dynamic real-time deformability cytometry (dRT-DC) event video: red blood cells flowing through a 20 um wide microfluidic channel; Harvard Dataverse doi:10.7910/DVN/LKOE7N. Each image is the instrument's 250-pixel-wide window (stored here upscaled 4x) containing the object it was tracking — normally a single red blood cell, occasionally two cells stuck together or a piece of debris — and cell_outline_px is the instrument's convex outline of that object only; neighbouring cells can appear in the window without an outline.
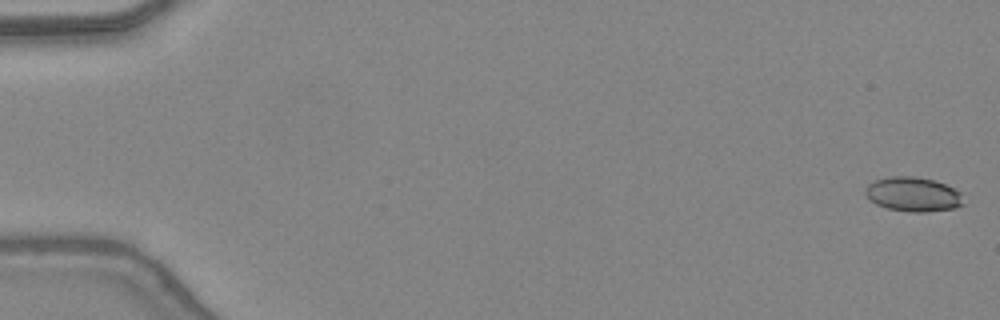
{"species": "common noctule bat (a hibernating species)", "species_latin": "Nyctalus noctula", "temperature_condition": "warm", "stored_images_in_passage": 7, "camera_frame_rate_fps": 3000, "um_per_image_px": 0.085, "animal": {"sex": "female", "body_mass_g": 24.6, "forearm_length_mm": 56.2}, "frame": {"image": 1, "passage_image": 1, "time_ms": 0.0, "image_size_px": [1000, 320], "cell_outline_px": [[964, 204], [956, 208], [928, 212], [912, 212], [888, 208], [876, 204], [864, 192], [864, 188], [868, 184], [876, 180], [888, 176], [912, 176], [932, 180], [944, 184], [960, 192]], "centroid_in_image_um": [77.61, 16.52], "position_along_channel_um": 7.4, "area_um2": 19.54}}